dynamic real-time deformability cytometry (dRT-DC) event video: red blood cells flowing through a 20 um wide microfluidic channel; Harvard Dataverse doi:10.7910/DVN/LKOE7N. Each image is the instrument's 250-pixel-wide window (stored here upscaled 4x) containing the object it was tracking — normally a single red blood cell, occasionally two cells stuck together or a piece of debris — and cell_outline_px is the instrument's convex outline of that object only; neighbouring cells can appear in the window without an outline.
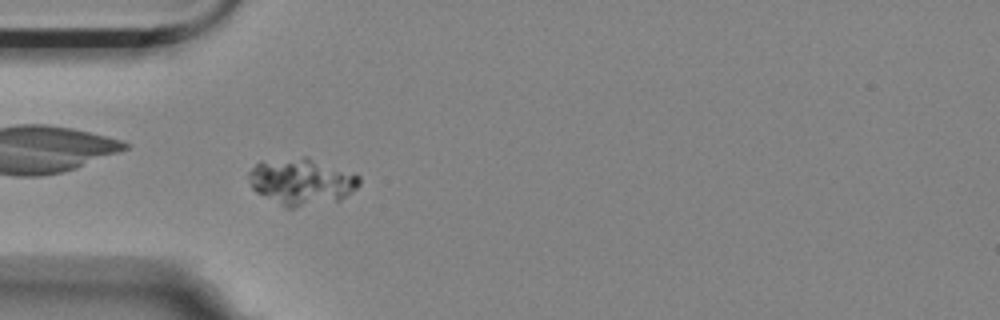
{"species": "Egyptian fruit bat (a non-hibernating species)", "species_latin": "Rousettus aegyptiacus", "temperature_condition": "room temperature", "stored_images_in_passage": 48, "camera_frame_rate_fps": 3000, "um_per_image_px": 0.085, "animal": {"sex": "female"}, "frame": {"image": 1, "passage_image": 8, "time_ms": 2.333, "image_size_px": [1000, 320], "cell_outline_px": [[360, 184], [356, 188], [340, 200], [292, 208], [288, 208], [256, 192], [252, 188], [248, 176], [248, 172], [260, 160], [304, 156], [360, 176]], "centroid_in_image_um": [25.59, 15.42], "position_along_channel_um": 59.4, "area_um2": 29.77}}
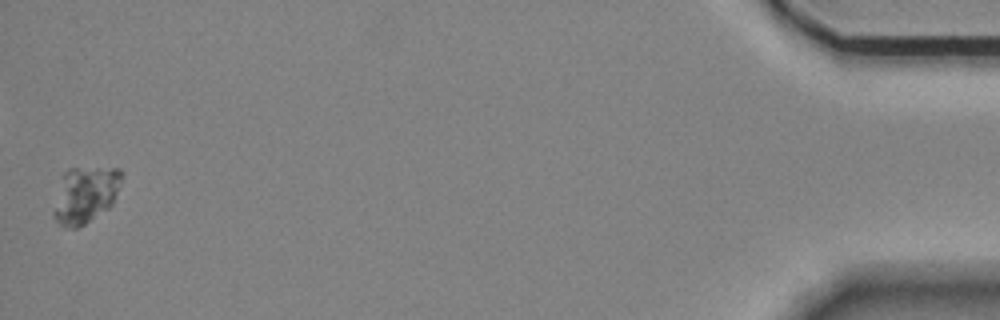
{"frame": {"image": 2, "passage_image": 48, "time_ms": 15.667, "image_size_px": [1000, 320], "cell_outline_px": [[124, 172], [112, 204], [108, 208], [84, 224], [76, 228], [72, 228], [60, 224], [52, 216], [52, 212], [60, 176], [68, 168], [120, 168]], "centroid_in_image_um": [7.22, 16.52], "position_along_channel_um": 428.0, "area_um2": 22.48}}